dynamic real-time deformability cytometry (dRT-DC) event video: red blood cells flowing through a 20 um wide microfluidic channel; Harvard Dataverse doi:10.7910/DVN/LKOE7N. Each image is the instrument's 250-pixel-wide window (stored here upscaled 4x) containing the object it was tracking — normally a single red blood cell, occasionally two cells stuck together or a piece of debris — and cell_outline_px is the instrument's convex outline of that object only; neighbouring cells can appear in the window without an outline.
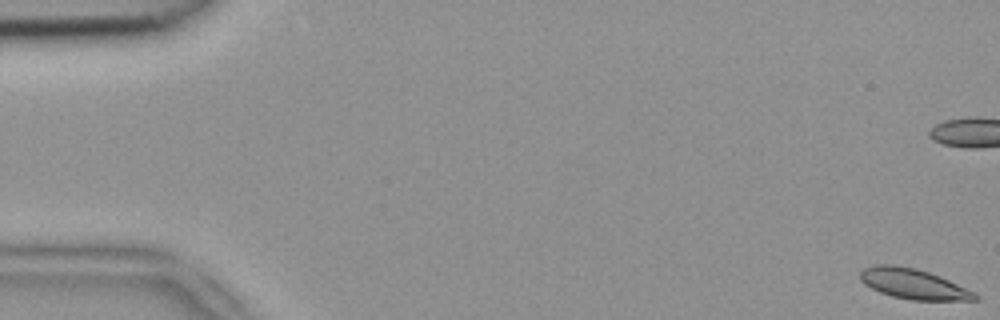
{"species": "common noctule bat (a hibernating species)", "species_latin": "Nyctalus noctula", "temperature_condition": "room temperature", "stored_images_in_passage": 53, "camera_frame_rate_fps": 3000, "um_per_image_px": 0.085, "animal": {"sex": "female", "body_mass_g": 18.4}, "frame": {"image": 1, "passage_image": 1, "time_ms": 0.0, "image_size_px": [1000, 320], "cell_outline_px": [[980, 296], [976, 300], [912, 300], [892, 296], [880, 292], [864, 284], [860, 280], [860, 272], [864, 268], [876, 264], [896, 264], [916, 268], [940, 276]], "centroid_in_image_um": [77.58, 24.12], "position_along_channel_um": 7.4, "area_um2": 20.06}}
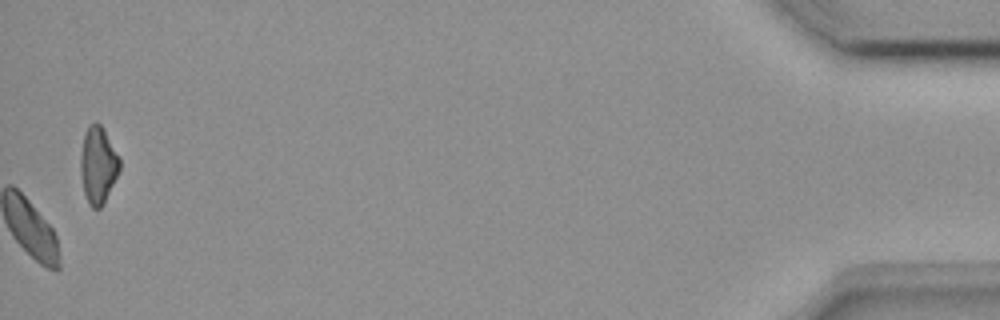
{"frame": {"image": 2, "passage_image": 53, "time_ms": 17.333, "image_size_px": [1000, 320], "cell_outline_px": [[120, 168], [104, 204], [100, 208], [92, 208], [88, 204], [84, 192], [80, 172], [80, 156], [84, 132], [88, 124], [96, 120], [100, 124], [120, 156]], "centroid_in_image_um": [8.32, 14.01], "position_along_channel_um": 426.9, "area_um2": 17.74}}